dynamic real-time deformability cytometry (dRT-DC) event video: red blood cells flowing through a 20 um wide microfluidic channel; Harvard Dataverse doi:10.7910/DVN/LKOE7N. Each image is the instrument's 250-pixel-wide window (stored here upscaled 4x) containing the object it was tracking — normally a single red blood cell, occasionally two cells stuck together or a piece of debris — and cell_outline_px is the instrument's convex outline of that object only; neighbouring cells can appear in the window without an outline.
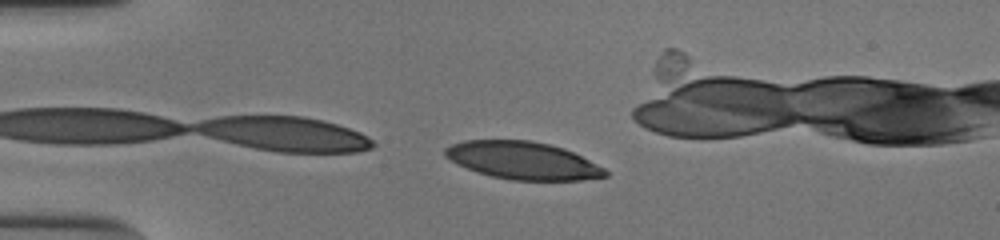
{"species": "human", "species_latin": "Homo sapiens", "temperature_condition": "cold", "stored_images_in_passage": 32, "camera_frame_rate_fps": 3000, "um_per_image_px": 0.085, "donor": {"sex": "male"}, "frame": {"image": 1, "passage_image": 1, "time_ms": 0.0, "image_size_px": [1000, 240], "cell_outline_px": [[608, 176], [580, 180], [512, 180], [492, 176], [456, 164], [444, 156], [444, 148], [452, 144], [464, 140], [532, 140], [564, 148], [604, 168], [608, 172]], "centroid_in_image_um": [44.42, 13.63], "position_along_channel_um": 40.6, "area_um2": 34.85}}
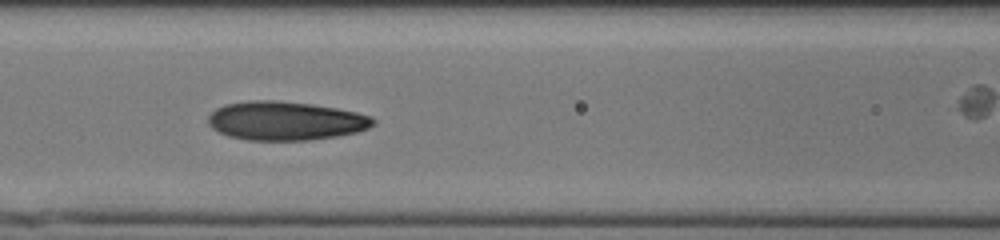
{"frame": {"image": 2, "passage_image": 12, "time_ms": 3.667, "image_size_px": [1000, 240], "cell_outline_px": [[376, 124], [368, 128], [356, 132], [336, 136], [308, 140], [248, 140], [228, 136], [212, 128], [208, 124], [208, 116], [216, 108], [224, 104], [248, 100], [272, 100], [312, 104], [336, 108], [356, 112], [372, 116], [376, 120]], "centroid_in_image_um": [24.26, 10.26], "position_along_channel_um": 142.3, "area_um2": 37.4}}
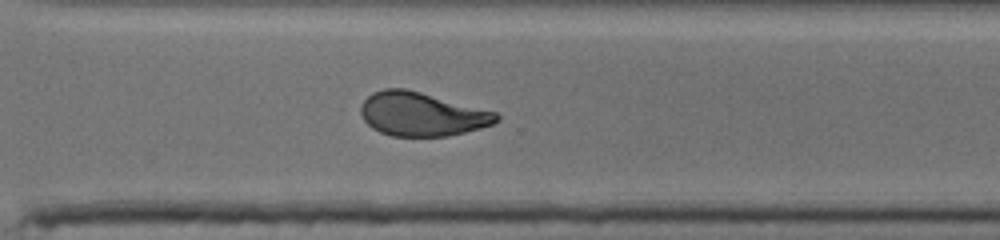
{"frame": {"image": 3, "passage_image": 27, "time_ms": 8.667, "image_size_px": [1000, 240], "cell_outline_px": [[500, 120], [492, 124], [480, 128], [448, 136], [392, 136], [380, 132], [372, 128], [364, 120], [360, 112], [360, 108], [364, 100], [372, 92], [384, 88], [404, 88], [420, 92], [496, 112], [500, 116]], "centroid_in_image_um": [35.83, 9.7], "position_along_channel_um": 334.8, "area_um2": 34.39}}